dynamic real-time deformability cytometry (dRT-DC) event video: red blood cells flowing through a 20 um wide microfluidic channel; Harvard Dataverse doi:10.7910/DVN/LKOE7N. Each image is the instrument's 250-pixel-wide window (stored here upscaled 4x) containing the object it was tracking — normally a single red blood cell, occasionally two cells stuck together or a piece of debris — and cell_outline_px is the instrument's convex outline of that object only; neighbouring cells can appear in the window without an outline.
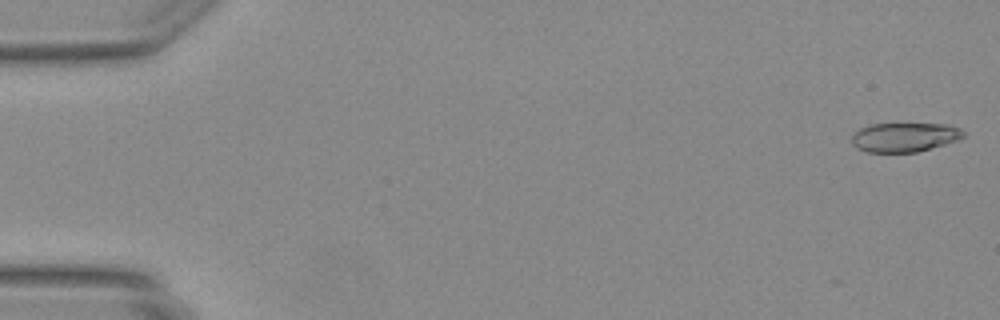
{"species": "Egyptian fruit bat (a non-hibernating species)", "species_latin": "Rousettus aegyptiacus", "temperature_condition": "warm", "stored_images_in_passage": 14, "camera_frame_rate_fps": 3000, "um_per_image_px": 0.085, "animal": {"sex": "female"}, "frame": {"image": 1, "passage_image": 1, "time_ms": 0.0, "image_size_px": [1000, 320], "cell_outline_px": [[964, 136], [956, 140], [944, 144], [916, 152], [868, 152], [856, 148], [852, 144], [852, 136], [860, 128], [872, 124], [948, 124], [960, 128], [964, 132]], "centroid_in_image_um": [76.87, 11.66], "position_along_channel_um": 8.1, "area_um2": 18.84}}
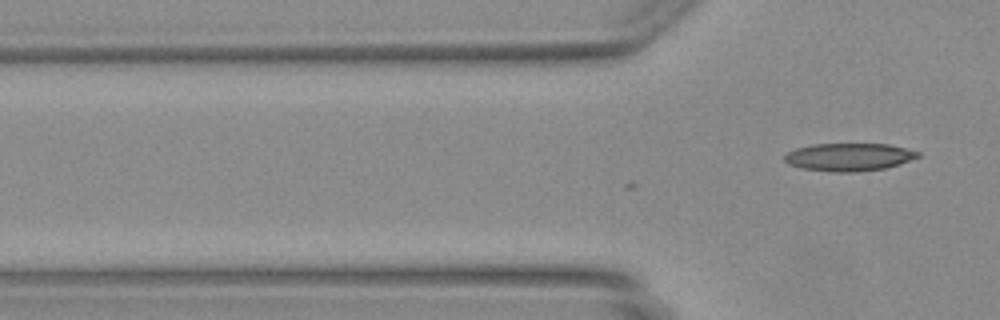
{"frame": {"image": 2, "passage_image": 14, "time_ms": 4.333, "image_size_px": [1000, 320], "cell_outline_px": [[920, 156], [900, 164], [884, 168], [856, 172], [832, 172], [804, 168], [788, 164], [784, 160], [784, 156], [788, 152], [796, 148], [812, 144], [888, 144], [920, 152]], "centroid_in_image_um": [72.15, 13.34], "position_along_channel_um": 53.6, "area_um2": 21.5}}